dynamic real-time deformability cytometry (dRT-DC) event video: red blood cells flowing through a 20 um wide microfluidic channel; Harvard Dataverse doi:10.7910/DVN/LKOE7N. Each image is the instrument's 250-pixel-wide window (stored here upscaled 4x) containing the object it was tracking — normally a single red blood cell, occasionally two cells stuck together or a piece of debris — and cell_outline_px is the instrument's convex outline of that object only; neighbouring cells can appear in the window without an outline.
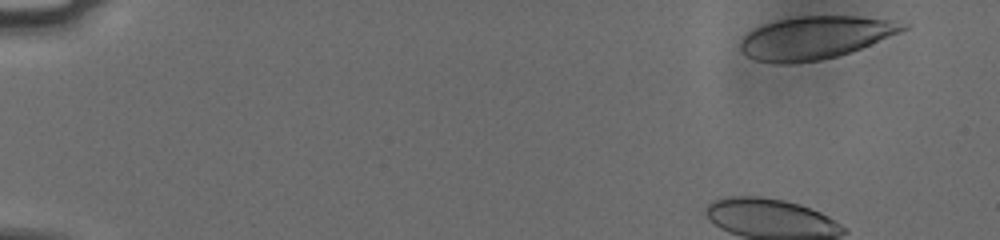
{"species": "human", "species_latin": "Homo sapiens", "temperature_condition": "cold", "stored_images_in_passage": 37, "camera_frame_rate_fps": 3000, "um_per_image_px": 0.085, "donor": {"sex": "male"}, "frame": {"image": 1, "passage_image": 1, "time_ms": 0.0, "image_size_px": [1000, 240], "cell_outline_px": [[908, 28], [900, 32], [860, 48], [836, 56], [820, 60], [788, 64], [776, 64], [756, 60], [748, 56], [740, 48], [740, 40], [748, 32], [764, 24], [776, 20], [800, 16], [856, 16], [888, 20], [908, 24]], "centroid_in_image_um": [69.25, 3.2], "position_along_channel_um": 15.7, "area_um2": 40.06}, "authors_computed_cell_mechanics": {"area_um2": 34.8534, "velocity_mm_per_s": 4.8136, "shape_relaxation_time_tau1_ms": 4.3266, "shape_relaxation_time_tau2_ms": 0.5381, "deformation_change_tau1": 0.1636, "deformation_change_tau2": 0.0576}}